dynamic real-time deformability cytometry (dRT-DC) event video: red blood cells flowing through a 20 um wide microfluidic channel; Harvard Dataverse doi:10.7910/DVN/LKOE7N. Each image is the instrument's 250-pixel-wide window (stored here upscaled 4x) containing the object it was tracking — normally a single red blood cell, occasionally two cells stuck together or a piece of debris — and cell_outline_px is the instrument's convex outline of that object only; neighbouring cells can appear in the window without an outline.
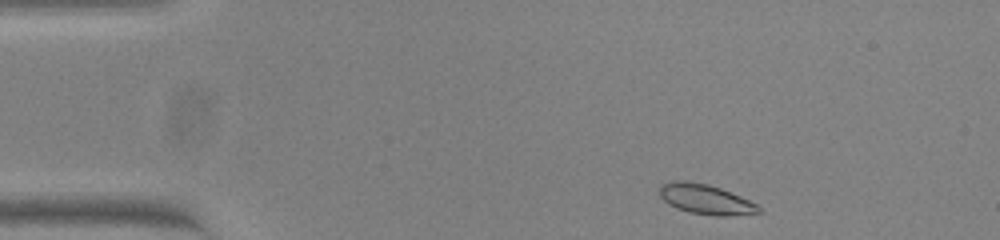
{"species": "common noctule bat (a hibernating species)", "species_latin": "Nyctalus noctula", "temperature_condition": "warm", "stored_images_in_passage": 47, "camera_frame_rate_fps": 3000, "um_per_image_px": 0.085, "animal": {"sex": "female", "body_mass_g": 23.0, "forearm_length_mm": 53.4}, "frame": {"image": 1, "passage_image": 1, "time_ms": 0.0, "image_size_px": [1000, 240], "cell_outline_px": [[764, 212], [732, 216], [716, 216], [688, 212], [676, 208], [668, 204], [660, 196], [660, 184], [672, 180], [684, 180], [708, 184], [720, 188], [740, 196], [756, 204]], "centroid_in_image_um": [59.97, 16.94], "position_along_channel_um": 25.0, "area_um2": 17.46}}
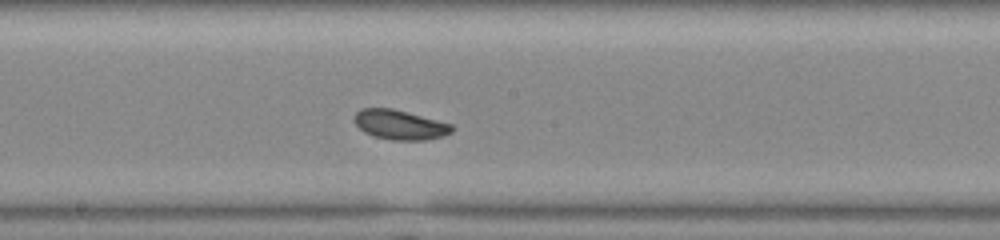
{"frame": {"image": 2, "passage_image": 22, "time_ms": 7.0, "image_size_px": [1000, 240], "cell_outline_px": [[456, 128], [452, 132], [444, 136], [424, 140], [392, 140], [372, 136], [364, 132], [352, 120], [356, 112], [360, 108], [392, 108], [408, 112], [452, 124]], "centroid_in_image_um": [33.99, 10.6], "position_along_channel_um": 214.2, "area_um2": 17.05}}
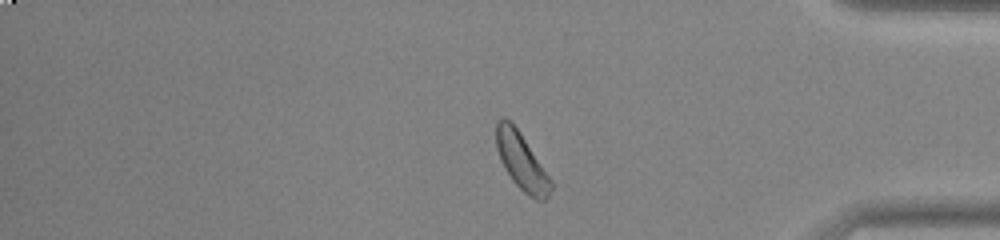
{"frame": {"image": 3, "passage_image": 38, "time_ms": 12.333, "image_size_px": [1000, 240], "cell_outline_px": [[552, 188], [548, 196], [544, 200], [536, 200], [524, 192], [512, 180], [504, 168], [500, 160], [496, 148], [496, 124], [504, 116], [520, 132], [552, 180]], "centroid_in_image_um": [44.33, 13.74], "position_along_channel_um": 390.9, "area_um2": 17.86}, "authors_computed_cell_mechanics": {"area_um2": 17.1666, "velocity_mm_per_s": 3.766, "shape_relaxation_time_tau1_ms": null, "shape_relaxation_time_tau2_ms": 9.4367, "deformation_change_tau1": null, "deformation_change_tau2": 0.1377}}